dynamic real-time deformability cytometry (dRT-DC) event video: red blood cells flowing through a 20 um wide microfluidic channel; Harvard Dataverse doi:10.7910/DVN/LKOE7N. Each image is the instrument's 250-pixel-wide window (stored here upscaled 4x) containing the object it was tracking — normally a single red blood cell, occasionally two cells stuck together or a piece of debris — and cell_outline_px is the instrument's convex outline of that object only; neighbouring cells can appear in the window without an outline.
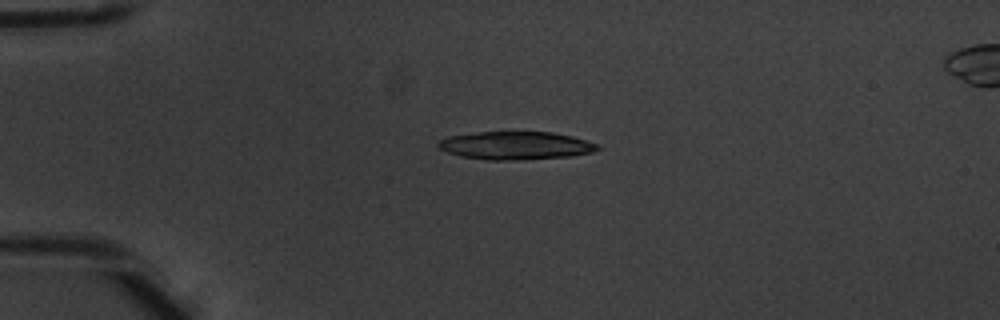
{"species": "common noctule bat (a hibernating species)", "species_latin": "Nyctalus noctula", "temperature_condition": "warm", "stored_images_in_passage": 4, "segment_of_instrument_passage": [1, 2], "camera_frame_rate_fps": 3000, "um_per_image_px": 0.085, "animal": {"sex": "male", "body_mass_g": 20.1, "forearm_length_mm": 53.5}, "frame": {"image": 1, "passage_image": 2, "time_ms": 0.333, "image_size_px": [1000, 320], "cell_outline_px": [[600, 148], [592, 152], [572, 156], [516, 160], [488, 160], [460, 156], [448, 152], [440, 148], [436, 144], [440, 140], [448, 136], [480, 132], [552, 132], [572, 136], [600, 144]], "centroid_in_image_um": [43.86, 12.37], "position_along_channel_um": 41.1, "area_um2": 26.01}}